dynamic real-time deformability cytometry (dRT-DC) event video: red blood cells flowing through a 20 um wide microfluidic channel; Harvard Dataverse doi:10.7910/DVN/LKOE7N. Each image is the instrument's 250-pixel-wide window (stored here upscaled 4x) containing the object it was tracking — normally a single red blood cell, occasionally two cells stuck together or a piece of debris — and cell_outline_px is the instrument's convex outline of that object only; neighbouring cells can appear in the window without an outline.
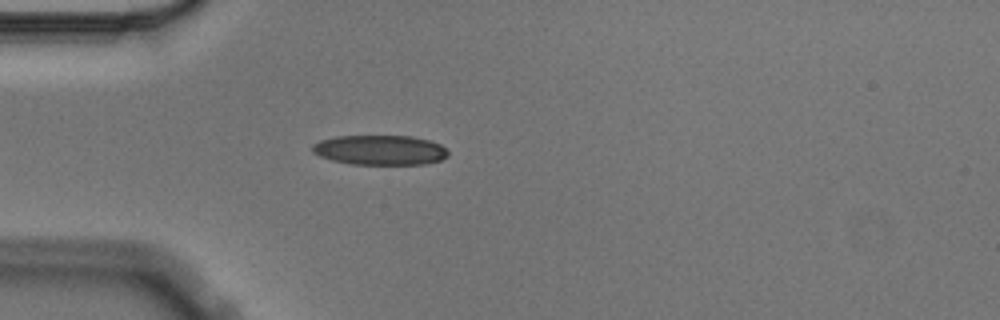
{"species": "Egyptian fruit bat (a non-hibernating species)", "species_latin": "Rousettus aegyptiacus", "temperature_condition": "cold", "stored_images_in_passage": 5, "camera_frame_rate_fps": 3000, "um_per_image_px": 0.085, "animal": {"sex": "male"}, "frame": {"image": 1, "passage_image": 5, "time_ms": 1.333, "image_size_px": [1000, 320], "cell_outline_px": [[448, 156], [440, 160], [424, 164], [352, 164], [332, 160], [320, 156], [312, 152], [312, 144], [320, 140], [336, 136], [412, 136], [432, 140], [440, 144], [448, 152]], "centroid_in_image_um": [32.3, 12.74], "position_along_channel_um": 52.7, "area_um2": 23.64}}